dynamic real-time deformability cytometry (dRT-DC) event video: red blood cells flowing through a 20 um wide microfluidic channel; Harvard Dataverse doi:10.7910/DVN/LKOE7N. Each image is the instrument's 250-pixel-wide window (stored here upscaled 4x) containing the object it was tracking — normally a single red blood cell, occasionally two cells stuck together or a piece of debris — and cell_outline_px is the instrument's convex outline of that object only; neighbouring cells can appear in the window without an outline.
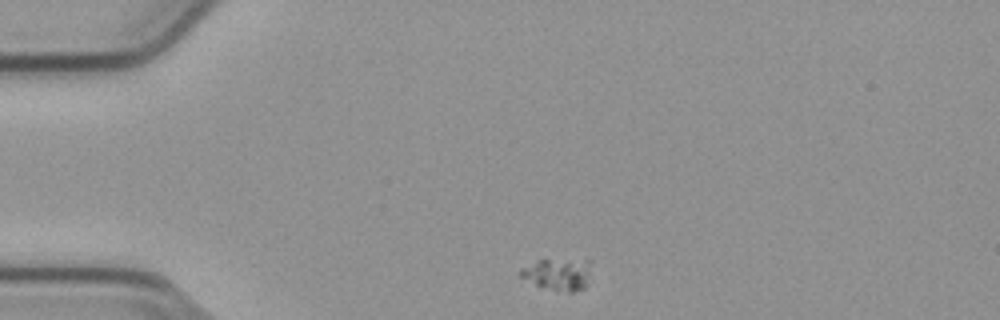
{"species": "common noctule bat (a hibernating species)", "species_latin": "Nyctalus noctula", "temperature_condition": "cold", "stored_images_in_passage": 45, "camera_frame_rate_fps": 3000, "um_per_image_px": 0.085, "animal": {"sex": "male", "body_mass_g": 23.1, "forearm_length_mm": 52.7}, "frame": {"image": 1, "passage_image": 1, "time_ms": 0.0, "image_size_px": [1000, 320], "cell_outline_px": [[592, 260], [588, 276], [584, 288], [572, 292], [568, 292], [540, 288], [520, 276], [520, 268], [540, 260]], "centroid_in_image_um": [47.41, 23.32], "position_along_channel_um": 37.6, "area_um2": 13.06}}
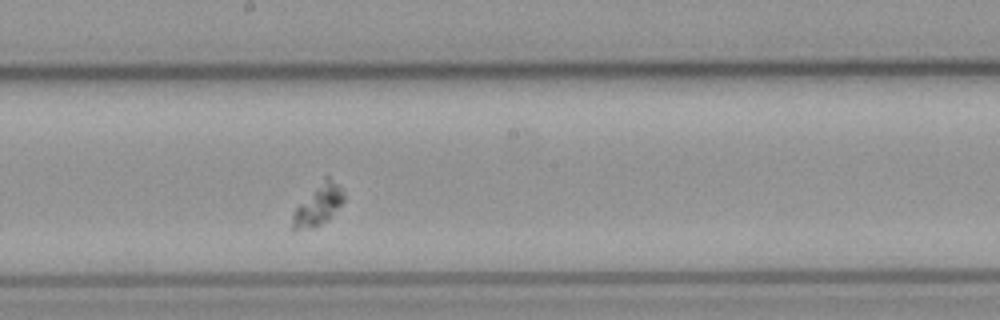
{"frame": {"image": 2, "passage_image": 20, "time_ms": 6.333, "image_size_px": [1000, 320], "cell_outline_px": [[344, 200], [332, 216], [328, 220], [312, 228], [292, 232], [292, 216], [296, 208], [328, 176], [340, 188], [344, 196]], "centroid_in_image_um": [27.02, 17.53], "position_along_channel_um": 221.2, "area_um2": 11.62}}
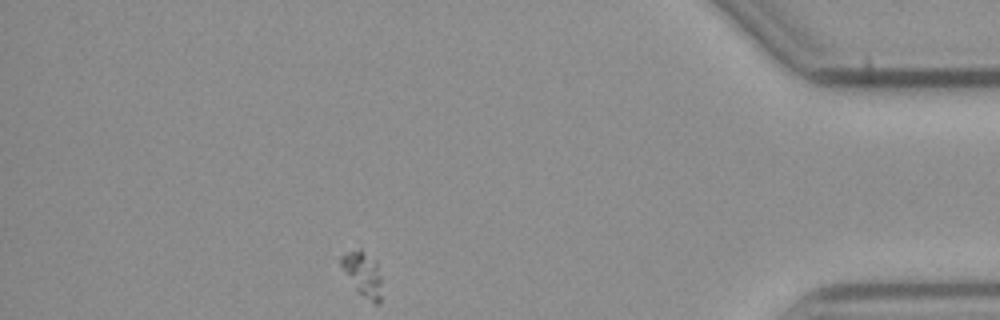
{"frame": {"image": 3, "passage_image": 39, "time_ms": 12.667, "image_size_px": [1000, 320], "cell_outline_px": [[380, 304], [376, 304], [356, 292], [340, 264], [340, 256], [348, 252], [360, 248], [376, 260], [380, 276]], "centroid_in_image_um": [30.82, 23.28], "position_along_channel_um": 404.4, "area_um2": 10.52}}